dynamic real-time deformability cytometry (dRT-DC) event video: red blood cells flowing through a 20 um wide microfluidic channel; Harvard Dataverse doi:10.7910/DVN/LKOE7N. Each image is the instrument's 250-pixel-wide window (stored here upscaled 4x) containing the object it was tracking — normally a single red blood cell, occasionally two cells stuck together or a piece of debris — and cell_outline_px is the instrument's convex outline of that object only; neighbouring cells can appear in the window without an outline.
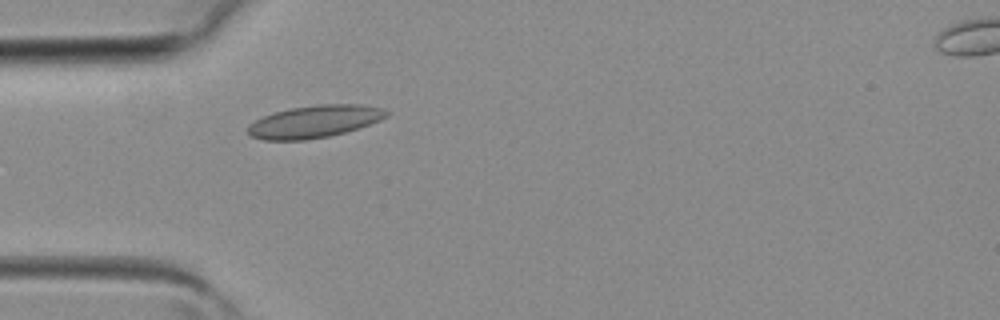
{"species": "common noctule bat (a hibernating species)", "species_latin": "Nyctalus noctula", "temperature_condition": "room temperature", "stored_images_in_passage": 4, "camera_frame_rate_fps": 3000, "um_per_image_px": 0.085, "animal": {"sex": "female", "body_mass_g": 19.3, "forearm_length_mm": 54.1}, "frame": {"image": 1, "passage_image": 1, "time_ms": 0.0, "image_size_px": [1000, 320], "cell_outline_px": [[392, 112], [388, 116], [380, 120], [344, 132], [328, 136], [304, 140], [264, 140], [252, 136], [248, 132], [248, 124], [264, 116], [276, 112], [292, 108], [320, 104], [364, 104], [384, 108]], "centroid_in_image_um": [26.78, 10.32], "position_along_channel_um": 58.2, "area_um2": 25.95}}
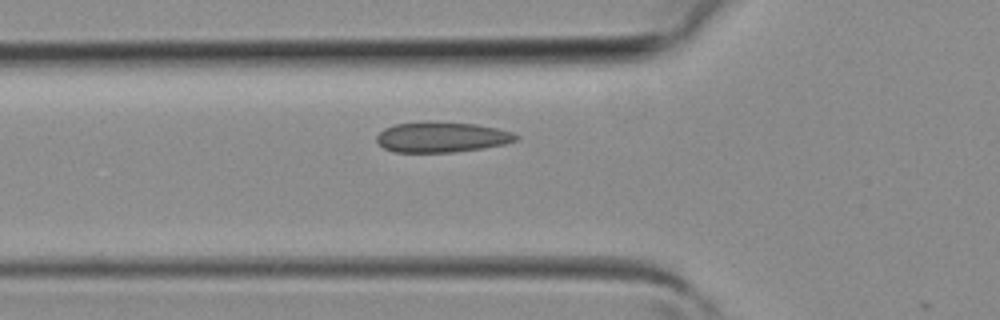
{"frame": {"image": 2, "passage_image": 3, "time_ms": 0.667, "image_size_px": [1000, 320], "cell_outline_px": [[520, 136], [516, 140], [504, 144], [480, 148], [452, 152], [396, 152], [384, 148], [376, 140], [376, 136], [384, 128], [396, 124], [476, 124], [496, 128], [512, 132]], "centroid_in_image_um": [37.56, 11.69], "position_along_channel_um": 88.2, "area_um2": 23.58}}